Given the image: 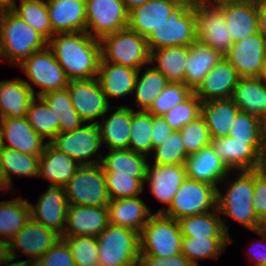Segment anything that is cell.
I'll return each mask as SVG.
<instances>
[{"instance_id":"obj_1","label":"cell","mask_w":266,"mask_h":266,"mask_svg":"<svg viewBox=\"0 0 266 266\" xmlns=\"http://www.w3.org/2000/svg\"><path fill=\"white\" fill-rule=\"evenodd\" d=\"M47 47L59 62L69 81L87 80L98 74L101 59L100 40L86 31L57 33Z\"/></svg>"},{"instance_id":"obj_2","label":"cell","mask_w":266,"mask_h":266,"mask_svg":"<svg viewBox=\"0 0 266 266\" xmlns=\"http://www.w3.org/2000/svg\"><path fill=\"white\" fill-rule=\"evenodd\" d=\"M48 40L24 22L13 11L5 12L0 19V45L3 57L20 65L34 52L47 47Z\"/></svg>"},{"instance_id":"obj_3","label":"cell","mask_w":266,"mask_h":266,"mask_svg":"<svg viewBox=\"0 0 266 266\" xmlns=\"http://www.w3.org/2000/svg\"><path fill=\"white\" fill-rule=\"evenodd\" d=\"M237 178L227 186L223 195L217 188V210L250 230L262 229L263 222L253 207L254 170L237 171Z\"/></svg>"},{"instance_id":"obj_4","label":"cell","mask_w":266,"mask_h":266,"mask_svg":"<svg viewBox=\"0 0 266 266\" xmlns=\"http://www.w3.org/2000/svg\"><path fill=\"white\" fill-rule=\"evenodd\" d=\"M100 44L104 61L136 70L150 64L151 52L147 39L128 27L103 36Z\"/></svg>"},{"instance_id":"obj_5","label":"cell","mask_w":266,"mask_h":266,"mask_svg":"<svg viewBox=\"0 0 266 266\" xmlns=\"http://www.w3.org/2000/svg\"><path fill=\"white\" fill-rule=\"evenodd\" d=\"M98 261L104 266H137L140 261V233L109 224L97 236Z\"/></svg>"},{"instance_id":"obj_6","label":"cell","mask_w":266,"mask_h":266,"mask_svg":"<svg viewBox=\"0 0 266 266\" xmlns=\"http://www.w3.org/2000/svg\"><path fill=\"white\" fill-rule=\"evenodd\" d=\"M182 233L178 223L163 213H154L140 233L141 256L170 257L181 253Z\"/></svg>"},{"instance_id":"obj_7","label":"cell","mask_w":266,"mask_h":266,"mask_svg":"<svg viewBox=\"0 0 266 266\" xmlns=\"http://www.w3.org/2000/svg\"><path fill=\"white\" fill-rule=\"evenodd\" d=\"M146 39L150 52L170 46H190L197 41L194 6L177 4L168 19Z\"/></svg>"},{"instance_id":"obj_8","label":"cell","mask_w":266,"mask_h":266,"mask_svg":"<svg viewBox=\"0 0 266 266\" xmlns=\"http://www.w3.org/2000/svg\"><path fill=\"white\" fill-rule=\"evenodd\" d=\"M64 188L68 205L108 206L111 200L101 164L79 166Z\"/></svg>"},{"instance_id":"obj_9","label":"cell","mask_w":266,"mask_h":266,"mask_svg":"<svg viewBox=\"0 0 266 266\" xmlns=\"http://www.w3.org/2000/svg\"><path fill=\"white\" fill-rule=\"evenodd\" d=\"M216 198L217 188L214 185L186 178L175 193L169 208L159 209L156 213L179 220L215 210Z\"/></svg>"},{"instance_id":"obj_10","label":"cell","mask_w":266,"mask_h":266,"mask_svg":"<svg viewBox=\"0 0 266 266\" xmlns=\"http://www.w3.org/2000/svg\"><path fill=\"white\" fill-rule=\"evenodd\" d=\"M50 143L59 151L74 159L80 166L101 163L102 154L98 155V160H89L98 154L97 152L102 146L97 123L93 122L82 125L73 131L58 133Z\"/></svg>"},{"instance_id":"obj_11","label":"cell","mask_w":266,"mask_h":266,"mask_svg":"<svg viewBox=\"0 0 266 266\" xmlns=\"http://www.w3.org/2000/svg\"><path fill=\"white\" fill-rule=\"evenodd\" d=\"M19 66L31 82L40 87L41 90L35 93V97L36 94L42 97L49 92L65 89L68 86L69 79L48 47L34 52Z\"/></svg>"},{"instance_id":"obj_12","label":"cell","mask_w":266,"mask_h":266,"mask_svg":"<svg viewBox=\"0 0 266 266\" xmlns=\"http://www.w3.org/2000/svg\"><path fill=\"white\" fill-rule=\"evenodd\" d=\"M85 1L86 32L91 37L100 40L105 35L127 28L129 12L120 0Z\"/></svg>"},{"instance_id":"obj_13","label":"cell","mask_w":266,"mask_h":266,"mask_svg":"<svg viewBox=\"0 0 266 266\" xmlns=\"http://www.w3.org/2000/svg\"><path fill=\"white\" fill-rule=\"evenodd\" d=\"M197 41L224 56L233 44L222 9L198 2L194 5Z\"/></svg>"},{"instance_id":"obj_14","label":"cell","mask_w":266,"mask_h":266,"mask_svg":"<svg viewBox=\"0 0 266 266\" xmlns=\"http://www.w3.org/2000/svg\"><path fill=\"white\" fill-rule=\"evenodd\" d=\"M263 141H240L230 136L211 138L210 145L230 171H253L260 166Z\"/></svg>"},{"instance_id":"obj_15","label":"cell","mask_w":266,"mask_h":266,"mask_svg":"<svg viewBox=\"0 0 266 266\" xmlns=\"http://www.w3.org/2000/svg\"><path fill=\"white\" fill-rule=\"evenodd\" d=\"M72 106L84 122L102 118L109 110V101L97 77L87 80H72L67 86Z\"/></svg>"},{"instance_id":"obj_16","label":"cell","mask_w":266,"mask_h":266,"mask_svg":"<svg viewBox=\"0 0 266 266\" xmlns=\"http://www.w3.org/2000/svg\"><path fill=\"white\" fill-rule=\"evenodd\" d=\"M224 57L235 68L240 78L258 77L266 57L264 36L258 32L234 42Z\"/></svg>"},{"instance_id":"obj_17","label":"cell","mask_w":266,"mask_h":266,"mask_svg":"<svg viewBox=\"0 0 266 266\" xmlns=\"http://www.w3.org/2000/svg\"><path fill=\"white\" fill-rule=\"evenodd\" d=\"M61 236L38 224L32 218L10 239L11 255L17 259L16 250L28 256V262H37Z\"/></svg>"},{"instance_id":"obj_18","label":"cell","mask_w":266,"mask_h":266,"mask_svg":"<svg viewBox=\"0 0 266 266\" xmlns=\"http://www.w3.org/2000/svg\"><path fill=\"white\" fill-rule=\"evenodd\" d=\"M30 209L34 221L63 236L68 209L64 187L49 185L35 206L30 203Z\"/></svg>"},{"instance_id":"obj_19","label":"cell","mask_w":266,"mask_h":266,"mask_svg":"<svg viewBox=\"0 0 266 266\" xmlns=\"http://www.w3.org/2000/svg\"><path fill=\"white\" fill-rule=\"evenodd\" d=\"M46 144L44 138L31 127L27 117L0 119V146L41 156Z\"/></svg>"},{"instance_id":"obj_20","label":"cell","mask_w":266,"mask_h":266,"mask_svg":"<svg viewBox=\"0 0 266 266\" xmlns=\"http://www.w3.org/2000/svg\"><path fill=\"white\" fill-rule=\"evenodd\" d=\"M63 236L100 235L109 225L107 206L68 205Z\"/></svg>"},{"instance_id":"obj_21","label":"cell","mask_w":266,"mask_h":266,"mask_svg":"<svg viewBox=\"0 0 266 266\" xmlns=\"http://www.w3.org/2000/svg\"><path fill=\"white\" fill-rule=\"evenodd\" d=\"M240 76L231 63L223 56L221 60L205 76L202 83L194 91L201 102L229 99Z\"/></svg>"},{"instance_id":"obj_22","label":"cell","mask_w":266,"mask_h":266,"mask_svg":"<svg viewBox=\"0 0 266 266\" xmlns=\"http://www.w3.org/2000/svg\"><path fill=\"white\" fill-rule=\"evenodd\" d=\"M185 166L187 178L214 185L216 188L227 180L231 172L211 145L189 155Z\"/></svg>"},{"instance_id":"obj_23","label":"cell","mask_w":266,"mask_h":266,"mask_svg":"<svg viewBox=\"0 0 266 266\" xmlns=\"http://www.w3.org/2000/svg\"><path fill=\"white\" fill-rule=\"evenodd\" d=\"M187 178L185 164L147 166L146 179L152 194L161 203L168 205L172 203L175 193Z\"/></svg>"},{"instance_id":"obj_24","label":"cell","mask_w":266,"mask_h":266,"mask_svg":"<svg viewBox=\"0 0 266 266\" xmlns=\"http://www.w3.org/2000/svg\"><path fill=\"white\" fill-rule=\"evenodd\" d=\"M35 89L21 78L0 81V119L25 118Z\"/></svg>"},{"instance_id":"obj_25","label":"cell","mask_w":266,"mask_h":266,"mask_svg":"<svg viewBox=\"0 0 266 266\" xmlns=\"http://www.w3.org/2000/svg\"><path fill=\"white\" fill-rule=\"evenodd\" d=\"M55 34L86 31L85 0H46Z\"/></svg>"},{"instance_id":"obj_26","label":"cell","mask_w":266,"mask_h":266,"mask_svg":"<svg viewBox=\"0 0 266 266\" xmlns=\"http://www.w3.org/2000/svg\"><path fill=\"white\" fill-rule=\"evenodd\" d=\"M109 224L141 233L152 211L139 197L113 199L108 203Z\"/></svg>"},{"instance_id":"obj_27","label":"cell","mask_w":266,"mask_h":266,"mask_svg":"<svg viewBox=\"0 0 266 266\" xmlns=\"http://www.w3.org/2000/svg\"><path fill=\"white\" fill-rule=\"evenodd\" d=\"M176 5L172 0H149L129 11L127 27L147 38L168 19Z\"/></svg>"},{"instance_id":"obj_28","label":"cell","mask_w":266,"mask_h":266,"mask_svg":"<svg viewBox=\"0 0 266 266\" xmlns=\"http://www.w3.org/2000/svg\"><path fill=\"white\" fill-rule=\"evenodd\" d=\"M79 166L74 159L47 142L44 152L39 157L37 177L48 179L51 186L64 187Z\"/></svg>"},{"instance_id":"obj_29","label":"cell","mask_w":266,"mask_h":266,"mask_svg":"<svg viewBox=\"0 0 266 266\" xmlns=\"http://www.w3.org/2000/svg\"><path fill=\"white\" fill-rule=\"evenodd\" d=\"M219 7L223 11L233 43L259 32L256 0L227 3Z\"/></svg>"},{"instance_id":"obj_30","label":"cell","mask_w":266,"mask_h":266,"mask_svg":"<svg viewBox=\"0 0 266 266\" xmlns=\"http://www.w3.org/2000/svg\"><path fill=\"white\" fill-rule=\"evenodd\" d=\"M138 70L104 61L99 63L98 82L106 98L124 97L133 93Z\"/></svg>"},{"instance_id":"obj_31","label":"cell","mask_w":266,"mask_h":266,"mask_svg":"<svg viewBox=\"0 0 266 266\" xmlns=\"http://www.w3.org/2000/svg\"><path fill=\"white\" fill-rule=\"evenodd\" d=\"M107 119L94 121L100 131L101 141L109 150L128 149L132 124V107L117 106Z\"/></svg>"},{"instance_id":"obj_32","label":"cell","mask_w":266,"mask_h":266,"mask_svg":"<svg viewBox=\"0 0 266 266\" xmlns=\"http://www.w3.org/2000/svg\"><path fill=\"white\" fill-rule=\"evenodd\" d=\"M231 99L241 112L259 117L266 123V83L256 78H240Z\"/></svg>"},{"instance_id":"obj_33","label":"cell","mask_w":266,"mask_h":266,"mask_svg":"<svg viewBox=\"0 0 266 266\" xmlns=\"http://www.w3.org/2000/svg\"><path fill=\"white\" fill-rule=\"evenodd\" d=\"M222 57L211 47L195 41L188 51L183 83L194 92Z\"/></svg>"},{"instance_id":"obj_34","label":"cell","mask_w":266,"mask_h":266,"mask_svg":"<svg viewBox=\"0 0 266 266\" xmlns=\"http://www.w3.org/2000/svg\"><path fill=\"white\" fill-rule=\"evenodd\" d=\"M217 208L178 220L183 237L230 238L226 218L221 219Z\"/></svg>"},{"instance_id":"obj_35","label":"cell","mask_w":266,"mask_h":266,"mask_svg":"<svg viewBox=\"0 0 266 266\" xmlns=\"http://www.w3.org/2000/svg\"><path fill=\"white\" fill-rule=\"evenodd\" d=\"M240 112L231 98L202 102L201 116L209 129L211 138L229 136L232 123Z\"/></svg>"},{"instance_id":"obj_36","label":"cell","mask_w":266,"mask_h":266,"mask_svg":"<svg viewBox=\"0 0 266 266\" xmlns=\"http://www.w3.org/2000/svg\"><path fill=\"white\" fill-rule=\"evenodd\" d=\"M147 156L136 153L130 149L110 150L101 159V166L104 173H111L114 176L146 178Z\"/></svg>"},{"instance_id":"obj_37","label":"cell","mask_w":266,"mask_h":266,"mask_svg":"<svg viewBox=\"0 0 266 266\" xmlns=\"http://www.w3.org/2000/svg\"><path fill=\"white\" fill-rule=\"evenodd\" d=\"M190 46H170L151 52L150 64L162 73L169 82L183 83ZM156 60V61H155Z\"/></svg>"},{"instance_id":"obj_38","label":"cell","mask_w":266,"mask_h":266,"mask_svg":"<svg viewBox=\"0 0 266 266\" xmlns=\"http://www.w3.org/2000/svg\"><path fill=\"white\" fill-rule=\"evenodd\" d=\"M39 157L21 151L0 146V163L9 189H12V175L37 177Z\"/></svg>"},{"instance_id":"obj_39","label":"cell","mask_w":266,"mask_h":266,"mask_svg":"<svg viewBox=\"0 0 266 266\" xmlns=\"http://www.w3.org/2000/svg\"><path fill=\"white\" fill-rule=\"evenodd\" d=\"M31 219L30 203L26 199L14 198L0 202V236L10 240Z\"/></svg>"},{"instance_id":"obj_40","label":"cell","mask_w":266,"mask_h":266,"mask_svg":"<svg viewBox=\"0 0 266 266\" xmlns=\"http://www.w3.org/2000/svg\"><path fill=\"white\" fill-rule=\"evenodd\" d=\"M41 98L53 111L55 123H59V133L73 131L85 123L72 106L67 88L49 92Z\"/></svg>"},{"instance_id":"obj_41","label":"cell","mask_w":266,"mask_h":266,"mask_svg":"<svg viewBox=\"0 0 266 266\" xmlns=\"http://www.w3.org/2000/svg\"><path fill=\"white\" fill-rule=\"evenodd\" d=\"M145 70L143 75L140 74L141 69L138 70L133 93L135 92L138 110L147 111L169 81L154 67H148Z\"/></svg>"},{"instance_id":"obj_42","label":"cell","mask_w":266,"mask_h":266,"mask_svg":"<svg viewBox=\"0 0 266 266\" xmlns=\"http://www.w3.org/2000/svg\"><path fill=\"white\" fill-rule=\"evenodd\" d=\"M231 241L230 238L183 237L181 253L194 266H199L197 259L214 258L218 260Z\"/></svg>"},{"instance_id":"obj_43","label":"cell","mask_w":266,"mask_h":266,"mask_svg":"<svg viewBox=\"0 0 266 266\" xmlns=\"http://www.w3.org/2000/svg\"><path fill=\"white\" fill-rule=\"evenodd\" d=\"M13 12L47 40L55 35L49 19L47 1L20 0V6L16 4Z\"/></svg>"},{"instance_id":"obj_44","label":"cell","mask_w":266,"mask_h":266,"mask_svg":"<svg viewBox=\"0 0 266 266\" xmlns=\"http://www.w3.org/2000/svg\"><path fill=\"white\" fill-rule=\"evenodd\" d=\"M151 132L152 114L148 111L132 109V124L128 149L145 156L149 152H153Z\"/></svg>"},{"instance_id":"obj_45","label":"cell","mask_w":266,"mask_h":266,"mask_svg":"<svg viewBox=\"0 0 266 266\" xmlns=\"http://www.w3.org/2000/svg\"><path fill=\"white\" fill-rule=\"evenodd\" d=\"M38 100L39 102L35 97L31 101L27 119L36 133L44 139L49 138L50 142L59 133V123H55V115L49 105L41 97H38Z\"/></svg>"},{"instance_id":"obj_46","label":"cell","mask_w":266,"mask_h":266,"mask_svg":"<svg viewBox=\"0 0 266 266\" xmlns=\"http://www.w3.org/2000/svg\"><path fill=\"white\" fill-rule=\"evenodd\" d=\"M154 164H185L188 154L183 145L180 131H173L161 144L153 149Z\"/></svg>"},{"instance_id":"obj_47","label":"cell","mask_w":266,"mask_h":266,"mask_svg":"<svg viewBox=\"0 0 266 266\" xmlns=\"http://www.w3.org/2000/svg\"><path fill=\"white\" fill-rule=\"evenodd\" d=\"M192 93L193 91L184 83L169 82L147 111L154 116H163Z\"/></svg>"},{"instance_id":"obj_48","label":"cell","mask_w":266,"mask_h":266,"mask_svg":"<svg viewBox=\"0 0 266 266\" xmlns=\"http://www.w3.org/2000/svg\"><path fill=\"white\" fill-rule=\"evenodd\" d=\"M71 250L75 266H94L98 261V240L93 236H62Z\"/></svg>"},{"instance_id":"obj_49","label":"cell","mask_w":266,"mask_h":266,"mask_svg":"<svg viewBox=\"0 0 266 266\" xmlns=\"http://www.w3.org/2000/svg\"><path fill=\"white\" fill-rule=\"evenodd\" d=\"M201 100L193 92L186 100L171 108L163 115L174 131H179L188 123L201 116Z\"/></svg>"},{"instance_id":"obj_50","label":"cell","mask_w":266,"mask_h":266,"mask_svg":"<svg viewBox=\"0 0 266 266\" xmlns=\"http://www.w3.org/2000/svg\"><path fill=\"white\" fill-rule=\"evenodd\" d=\"M266 127L259 117L245 112L236 115L229 136L240 141H263V134Z\"/></svg>"},{"instance_id":"obj_51","label":"cell","mask_w":266,"mask_h":266,"mask_svg":"<svg viewBox=\"0 0 266 266\" xmlns=\"http://www.w3.org/2000/svg\"><path fill=\"white\" fill-rule=\"evenodd\" d=\"M179 131L182 135L183 145L188 155L195 154L204 147L210 145V132L202 116L188 123Z\"/></svg>"},{"instance_id":"obj_52","label":"cell","mask_w":266,"mask_h":266,"mask_svg":"<svg viewBox=\"0 0 266 266\" xmlns=\"http://www.w3.org/2000/svg\"><path fill=\"white\" fill-rule=\"evenodd\" d=\"M104 175L111 200L137 197L144 190L146 178L114 176L111 173H104Z\"/></svg>"},{"instance_id":"obj_53","label":"cell","mask_w":266,"mask_h":266,"mask_svg":"<svg viewBox=\"0 0 266 266\" xmlns=\"http://www.w3.org/2000/svg\"><path fill=\"white\" fill-rule=\"evenodd\" d=\"M37 263L39 266H75L69 245L63 238L47 250Z\"/></svg>"},{"instance_id":"obj_54","label":"cell","mask_w":266,"mask_h":266,"mask_svg":"<svg viewBox=\"0 0 266 266\" xmlns=\"http://www.w3.org/2000/svg\"><path fill=\"white\" fill-rule=\"evenodd\" d=\"M253 207L257 217L266 220V174L254 170Z\"/></svg>"},{"instance_id":"obj_55","label":"cell","mask_w":266,"mask_h":266,"mask_svg":"<svg viewBox=\"0 0 266 266\" xmlns=\"http://www.w3.org/2000/svg\"><path fill=\"white\" fill-rule=\"evenodd\" d=\"M140 266H194L182 253L170 257L140 256Z\"/></svg>"},{"instance_id":"obj_56","label":"cell","mask_w":266,"mask_h":266,"mask_svg":"<svg viewBox=\"0 0 266 266\" xmlns=\"http://www.w3.org/2000/svg\"><path fill=\"white\" fill-rule=\"evenodd\" d=\"M173 131L163 116L152 115L151 139L153 149L159 146Z\"/></svg>"},{"instance_id":"obj_57","label":"cell","mask_w":266,"mask_h":266,"mask_svg":"<svg viewBox=\"0 0 266 266\" xmlns=\"http://www.w3.org/2000/svg\"><path fill=\"white\" fill-rule=\"evenodd\" d=\"M255 232L262 237V240L260 239L258 240V242L256 241V244L257 245L259 244L258 249L256 250L257 252L255 251L254 253L253 252L249 253L252 255L250 256L251 258L249 260H253V263H255L254 266H265L266 264V231L263 229H259ZM262 245L264 246L263 248L261 247ZM249 250L251 249L249 248Z\"/></svg>"},{"instance_id":"obj_58","label":"cell","mask_w":266,"mask_h":266,"mask_svg":"<svg viewBox=\"0 0 266 266\" xmlns=\"http://www.w3.org/2000/svg\"><path fill=\"white\" fill-rule=\"evenodd\" d=\"M256 1L258 30L264 37H266V0Z\"/></svg>"},{"instance_id":"obj_59","label":"cell","mask_w":266,"mask_h":266,"mask_svg":"<svg viewBox=\"0 0 266 266\" xmlns=\"http://www.w3.org/2000/svg\"><path fill=\"white\" fill-rule=\"evenodd\" d=\"M11 257L10 240L0 237V265Z\"/></svg>"},{"instance_id":"obj_60","label":"cell","mask_w":266,"mask_h":266,"mask_svg":"<svg viewBox=\"0 0 266 266\" xmlns=\"http://www.w3.org/2000/svg\"><path fill=\"white\" fill-rule=\"evenodd\" d=\"M258 170L266 174V127L263 134L262 151L260 154V166Z\"/></svg>"},{"instance_id":"obj_61","label":"cell","mask_w":266,"mask_h":266,"mask_svg":"<svg viewBox=\"0 0 266 266\" xmlns=\"http://www.w3.org/2000/svg\"><path fill=\"white\" fill-rule=\"evenodd\" d=\"M248 0H198V2L208 5H223L227 3H238V2H245Z\"/></svg>"},{"instance_id":"obj_62","label":"cell","mask_w":266,"mask_h":266,"mask_svg":"<svg viewBox=\"0 0 266 266\" xmlns=\"http://www.w3.org/2000/svg\"><path fill=\"white\" fill-rule=\"evenodd\" d=\"M120 1L124 3L126 9L129 12L130 10L145 4L149 0H120Z\"/></svg>"},{"instance_id":"obj_63","label":"cell","mask_w":266,"mask_h":266,"mask_svg":"<svg viewBox=\"0 0 266 266\" xmlns=\"http://www.w3.org/2000/svg\"><path fill=\"white\" fill-rule=\"evenodd\" d=\"M16 5L15 0H0V8L4 12L13 11Z\"/></svg>"},{"instance_id":"obj_64","label":"cell","mask_w":266,"mask_h":266,"mask_svg":"<svg viewBox=\"0 0 266 266\" xmlns=\"http://www.w3.org/2000/svg\"><path fill=\"white\" fill-rule=\"evenodd\" d=\"M14 257H11L9 260L2 263L0 266H27V260L19 261V262H13Z\"/></svg>"},{"instance_id":"obj_65","label":"cell","mask_w":266,"mask_h":266,"mask_svg":"<svg viewBox=\"0 0 266 266\" xmlns=\"http://www.w3.org/2000/svg\"><path fill=\"white\" fill-rule=\"evenodd\" d=\"M9 190V185L7 184L6 182V179H5V176H4V173H3V169H2V165L0 163V192L2 190Z\"/></svg>"},{"instance_id":"obj_66","label":"cell","mask_w":266,"mask_h":266,"mask_svg":"<svg viewBox=\"0 0 266 266\" xmlns=\"http://www.w3.org/2000/svg\"><path fill=\"white\" fill-rule=\"evenodd\" d=\"M258 78L261 81H263L264 83H266V57H265V60H264V63L262 65V69H261V72H260Z\"/></svg>"},{"instance_id":"obj_67","label":"cell","mask_w":266,"mask_h":266,"mask_svg":"<svg viewBox=\"0 0 266 266\" xmlns=\"http://www.w3.org/2000/svg\"><path fill=\"white\" fill-rule=\"evenodd\" d=\"M176 2L177 4H186L189 6H194L195 4L198 3V0H172Z\"/></svg>"},{"instance_id":"obj_68","label":"cell","mask_w":266,"mask_h":266,"mask_svg":"<svg viewBox=\"0 0 266 266\" xmlns=\"http://www.w3.org/2000/svg\"><path fill=\"white\" fill-rule=\"evenodd\" d=\"M27 266H39L37 262H27Z\"/></svg>"},{"instance_id":"obj_69","label":"cell","mask_w":266,"mask_h":266,"mask_svg":"<svg viewBox=\"0 0 266 266\" xmlns=\"http://www.w3.org/2000/svg\"><path fill=\"white\" fill-rule=\"evenodd\" d=\"M0 58H2L4 60V57H3V52H2V47L0 45Z\"/></svg>"},{"instance_id":"obj_70","label":"cell","mask_w":266,"mask_h":266,"mask_svg":"<svg viewBox=\"0 0 266 266\" xmlns=\"http://www.w3.org/2000/svg\"><path fill=\"white\" fill-rule=\"evenodd\" d=\"M262 229L266 231V220L262 224Z\"/></svg>"},{"instance_id":"obj_71","label":"cell","mask_w":266,"mask_h":266,"mask_svg":"<svg viewBox=\"0 0 266 266\" xmlns=\"http://www.w3.org/2000/svg\"><path fill=\"white\" fill-rule=\"evenodd\" d=\"M5 12L0 8V19Z\"/></svg>"},{"instance_id":"obj_72","label":"cell","mask_w":266,"mask_h":266,"mask_svg":"<svg viewBox=\"0 0 266 266\" xmlns=\"http://www.w3.org/2000/svg\"><path fill=\"white\" fill-rule=\"evenodd\" d=\"M264 47H265V55H266V37H264Z\"/></svg>"},{"instance_id":"obj_73","label":"cell","mask_w":266,"mask_h":266,"mask_svg":"<svg viewBox=\"0 0 266 266\" xmlns=\"http://www.w3.org/2000/svg\"><path fill=\"white\" fill-rule=\"evenodd\" d=\"M94 266H104L103 264H100V263H97L96 265Z\"/></svg>"}]
</instances>
